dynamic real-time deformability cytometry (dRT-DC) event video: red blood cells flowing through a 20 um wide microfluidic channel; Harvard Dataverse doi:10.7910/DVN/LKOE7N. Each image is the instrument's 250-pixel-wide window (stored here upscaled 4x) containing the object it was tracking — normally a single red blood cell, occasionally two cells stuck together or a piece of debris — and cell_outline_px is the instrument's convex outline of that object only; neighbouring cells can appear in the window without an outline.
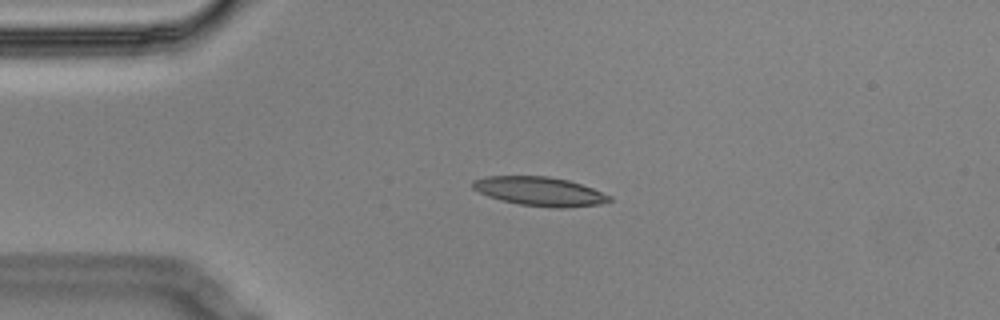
{"species": "Egyptian fruit bat (a non-hibernating species)", "species_latin": "Rousettus aegyptiacus", "temperature_condition": "cold", "stored_images_in_passage": 6, "camera_frame_rate_fps": 3000, "um_per_image_px": 0.085, "animal": {"sex": "male"}, "frame": {"image": 1, "passage_image": 4, "time_ms": 1.0, "image_size_px": [1000, 320], "cell_outline_px": [[612, 200], [600, 204], [564, 208], [556, 208], [520, 204], [500, 200], [488, 196], [472, 188], [472, 180], [484, 176], [548, 176], [568, 180], [592, 188], [612, 196]], "centroid_in_image_um": [45.86, 16.26], "position_along_channel_um": 39.1, "area_um2": 23.06}}